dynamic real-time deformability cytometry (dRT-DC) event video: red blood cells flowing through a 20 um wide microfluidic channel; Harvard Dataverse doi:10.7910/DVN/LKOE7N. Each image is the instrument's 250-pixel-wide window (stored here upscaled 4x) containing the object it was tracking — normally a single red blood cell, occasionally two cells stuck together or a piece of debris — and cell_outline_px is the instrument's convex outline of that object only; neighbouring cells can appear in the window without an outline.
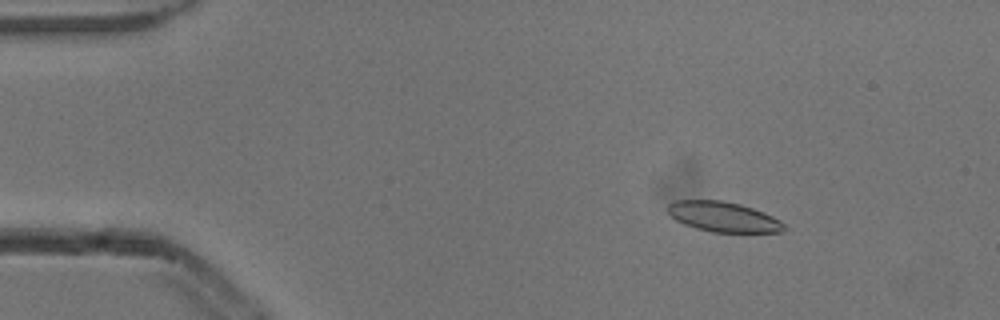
{"species": "common noctule bat (a hibernating species)", "species_latin": "Nyctalus noctula", "temperature_condition": "cold", "stored_images_in_passage": 7, "camera_frame_rate_fps": 3000, "um_per_image_px": 0.085, "animal": {"sex": "male", "body_mass_g": 13.3}, "frame": {"image": 1, "passage_image": 3, "time_ms": 0.667, "image_size_px": [1000, 320], "cell_outline_px": [[784, 232], [712, 232], [696, 228], [684, 224], [676, 220], [668, 212], [668, 204], [672, 200], [724, 200], [740, 204], [764, 212], [780, 220], [784, 224]], "centroid_in_image_um": [61.47, 18.42], "position_along_channel_um": 23.5, "area_um2": 20.4}}
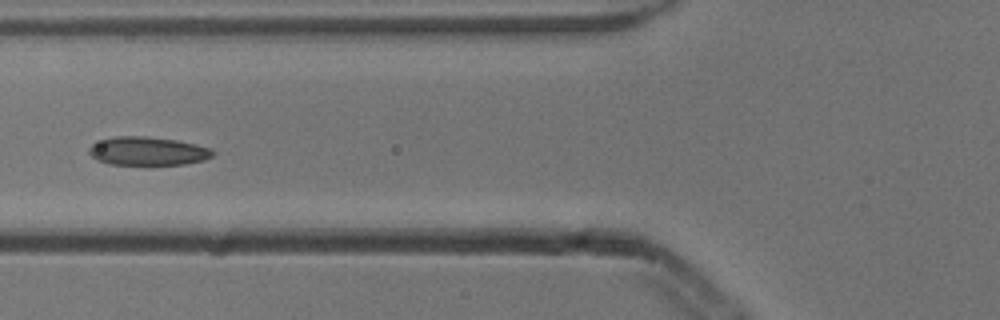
{"frame": {"image": 2, "passage_image": 6, "time_ms": 1.667, "image_size_px": [1000, 320], "cell_outline_px": [[216, 152], [212, 156], [204, 160], [184, 164], [148, 168], [108, 164], [96, 160], [88, 152], [88, 148], [92, 144], [116, 136], [144, 136], [176, 140], [196, 144], [212, 148]], "centroid_in_image_um": [12.57, 12.9], "position_along_channel_um": 113.2, "area_um2": 21.56}}
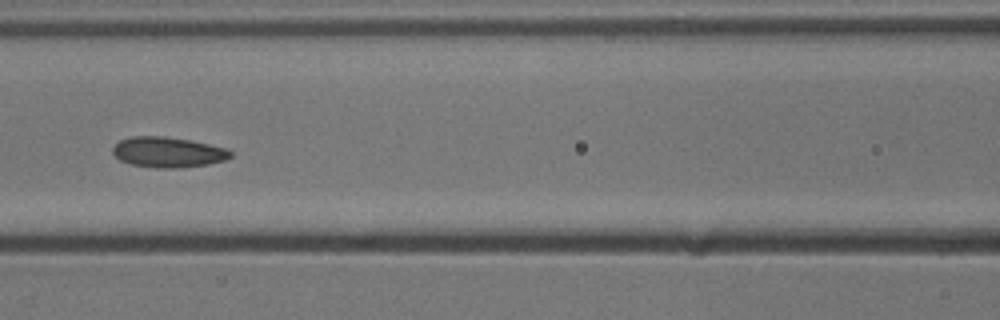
{"frame": {"image": 3, "passage_image": 7, "time_ms": 2.0, "image_size_px": [1000, 320], "cell_outline_px": [[232, 156], [224, 160], [208, 164], [180, 168], [156, 168], [132, 164], [120, 160], [112, 152], [112, 148], [120, 140], [132, 136], [164, 136], [192, 140], [228, 148], [232, 152]], "centroid_in_image_um": [14.3, 12.93], "position_along_channel_um": 152.3, "area_um2": 20.98}}